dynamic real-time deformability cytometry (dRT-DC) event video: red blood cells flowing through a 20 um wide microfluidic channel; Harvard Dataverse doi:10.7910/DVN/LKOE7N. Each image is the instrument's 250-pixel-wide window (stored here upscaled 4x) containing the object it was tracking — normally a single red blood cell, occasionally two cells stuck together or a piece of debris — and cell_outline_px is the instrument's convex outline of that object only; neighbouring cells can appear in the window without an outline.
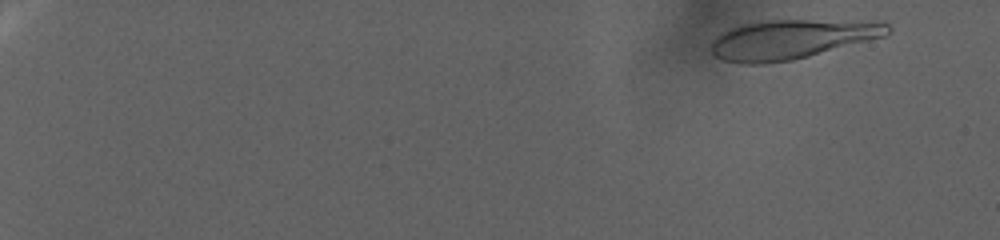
{"species": "human", "species_latin": "Homo sapiens", "temperature_condition": "warm", "stored_images_in_passage": 103, "camera_frame_rate_fps": 3000, "um_per_image_px": 0.085, "donor": {"sex": "female"}, "frame": {"image": 1, "passage_image": 8, "time_ms": 2.333, "image_size_px": [1000, 240], "cell_outline_px": [[892, 28], [884, 36], [808, 56], [792, 60], [764, 64], [740, 64], [724, 60], [716, 56], [712, 52], [712, 40], [716, 36], [740, 24], [764, 20], [880, 20], [888, 24]], "centroid_in_image_um": [67.31, 3.32], "position_along_channel_um": 17.7, "area_um2": 40.63}}
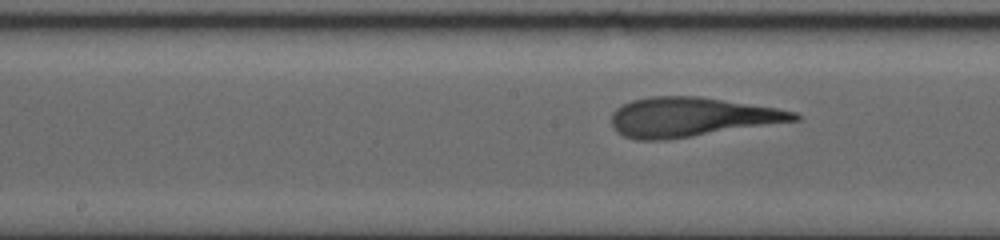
{"frame": {"image": 2, "passage_image": 61, "time_ms": 20.0, "image_size_px": [1000, 240], "cell_outline_px": [[800, 120], [692, 136], [660, 140], [636, 140], [624, 136], [616, 132], [612, 124], [612, 112], [620, 104], [632, 100], [652, 96], [700, 96], [776, 108], [796, 112], [800, 116]], "centroid_in_image_um": [58.72, 9.94], "position_along_channel_um": 189.5, "area_um2": 41.73}}
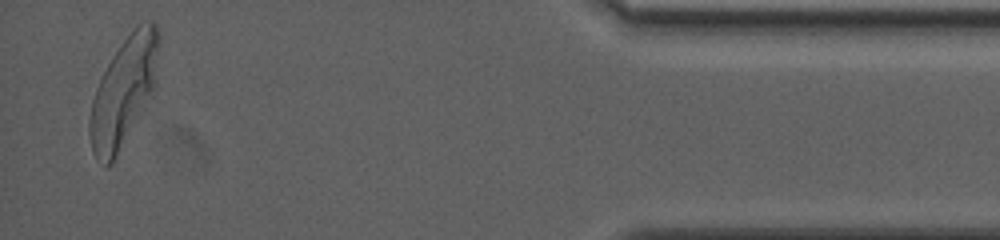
{"frame": {"image": 3, "passage_image": 101, "time_ms": 33.333, "image_size_px": [1000, 240], "cell_outline_px": [[160, 40], [156, 84], [112, 164], [108, 164], [96, 160], [92, 152], [88, 132], [88, 120], [92, 100], [96, 88], [112, 56], [124, 40], [144, 20], [156, 20], [160, 36]], "centroid_in_image_um": [10.52, 7.75], "position_along_channel_um": 424.7, "area_um2": 43.35}}